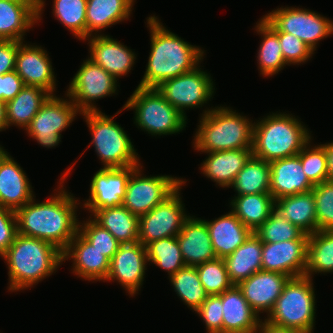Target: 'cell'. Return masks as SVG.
Returning a JSON list of instances; mask_svg holds the SVG:
<instances>
[{
    "mask_svg": "<svg viewBox=\"0 0 333 333\" xmlns=\"http://www.w3.org/2000/svg\"><path fill=\"white\" fill-rule=\"evenodd\" d=\"M60 189L47 201L31 199L15 216L18 234L48 241L63 251L78 233L80 222L75 210L78 200Z\"/></svg>",
    "mask_w": 333,
    "mask_h": 333,
    "instance_id": "cell-1",
    "label": "cell"
},
{
    "mask_svg": "<svg viewBox=\"0 0 333 333\" xmlns=\"http://www.w3.org/2000/svg\"><path fill=\"white\" fill-rule=\"evenodd\" d=\"M155 16L148 17L151 53L139 87L156 88L162 82L193 71L204 51L166 30Z\"/></svg>",
    "mask_w": 333,
    "mask_h": 333,
    "instance_id": "cell-2",
    "label": "cell"
},
{
    "mask_svg": "<svg viewBox=\"0 0 333 333\" xmlns=\"http://www.w3.org/2000/svg\"><path fill=\"white\" fill-rule=\"evenodd\" d=\"M9 268V290L19 291L50 276L60 266L62 251L54 244L17 234L2 256Z\"/></svg>",
    "mask_w": 333,
    "mask_h": 333,
    "instance_id": "cell-3",
    "label": "cell"
},
{
    "mask_svg": "<svg viewBox=\"0 0 333 333\" xmlns=\"http://www.w3.org/2000/svg\"><path fill=\"white\" fill-rule=\"evenodd\" d=\"M299 119L285 113H273L254 122L252 156L271 162L297 155L311 140Z\"/></svg>",
    "mask_w": 333,
    "mask_h": 333,
    "instance_id": "cell-4",
    "label": "cell"
},
{
    "mask_svg": "<svg viewBox=\"0 0 333 333\" xmlns=\"http://www.w3.org/2000/svg\"><path fill=\"white\" fill-rule=\"evenodd\" d=\"M194 138V148L201 152H217L252 148L253 125L245 116L229 107L203 112Z\"/></svg>",
    "mask_w": 333,
    "mask_h": 333,
    "instance_id": "cell-5",
    "label": "cell"
},
{
    "mask_svg": "<svg viewBox=\"0 0 333 333\" xmlns=\"http://www.w3.org/2000/svg\"><path fill=\"white\" fill-rule=\"evenodd\" d=\"M312 280L307 276L289 278L265 320L281 327L312 333L316 305Z\"/></svg>",
    "mask_w": 333,
    "mask_h": 333,
    "instance_id": "cell-6",
    "label": "cell"
},
{
    "mask_svg": "<svg viewBox=\"0 0 333 333\" xmlns=\"http://www.w3.org/2000/svg\"><path fill=\"white\" fill-rule=\"evenodd\" d=\"M101 111L83 112L89 130L92 135L93 146L95 151L104 163V168H126L130 166H139V157L132 145L126 132Z\"/></svg>",
    "mask_w": 333,
    "mask_h": 333,
    "instance_id": "cell-7",
    "label": "cell"
},
{
    "mask_svg": "<svg viewBox=\"0 0 333 333\" xmlns=\"http://www.w3.org/2000/svg\"><path fill=\"white\" fill-rule=\"evenodd\" d=\"M124 109H135V123L151 135L181 132L186 127V117L165 100L157 88L137 87Z\"/></svg>",
    "mask_w": 333,
    "mask_h": 333,
    "instance_id": "cell-8",
    "label": "cell"
},
{
    "mask_svg": "<svg viewBox=\"0 0 333 333\" xmlns=\"http://www.w3.org/2000/svg\"><path fill=\"white\" fill-rule=\"evenodd\" d=\"M277 32L298 37L313 51L317 42L333 34V21L311 10L285 7L278 8L263 17Z\"/></svg>",
    "mask_w": 333,
    "mask_h": 333,
    "instance_id": "cell-9",
    "label": "cell"
},
{
    "mask_svg": "<svg viewBox=\"0 0 333 333\" xmlns=\"http://www.w3.org/2000/svg\"><path fill=\"white\" fill-rule=\"evenodd\" d=\"M140 168L139 165L132 172L127 182L122 204V206L136 216H141L151 211L185 181L168 175L142 176Z\"/></svg>",
    "mask_w": 333,
    "mask_h": 333,
    "instance_id": "cell-10",
    "label": "cell"
},
{
    "mask_svg": "<svg viewBox=\"0 0 333 333\" xmlns=\"http://www.w3.org/2000/svg\"><path fill=\"white\" fill-rule=\"evenodd\" d=\"M183 182L162 203L151 211L139 216L138 241L146 246L150 242L177 236L184 222L190 217L184 213V206L179 196Z\"/></svg>",
    "mask_w": 333,
    "mask_h": 333,
    "instance_id": "cell-11",
    "label": "cell"
},
{
    "mask_svg": "<svg viewBox=\"0 0 333 333\" xmlns=\"http://www.w3.org/2000/svg\"><path fill=\"white\" fill-rule=\"evenodd\" d=\"M69 99L70 101H66L51 95L25 129L43 147L58 145L61 142L60 133L70 126L78 113L82 114L70 97Z\"/></svg>",
    "mask_w": 333,
    "mask_h": 333,
    "instance_id": "cell-12",
    "label": "cell"
},
{
    "mask_svg": "<svg viewBox=\"0 0 333 333\" xmlns=\"http://www.w3.org/2000/svg\"><path fill=\"white\" fill-rule=\"evenodd\" d=\"M210 75L198 67L188 73L162 82L157 90L183 116L188 108L202 107L211 99L214 89Z\"/></svg>",
    "mask_w": 333,
    "mask_h": 333,
    "instance_id": "cell-13",
    "label": "cell"
},
{
    "mask_svg": "<svg viewBox=\"0 0 333 333\" xmlns=\"http://www.w3.org/2000/svg\"><path fill=\"white\" fill-rule=\"evenodd\" d=\"M117 80L92 60L86 59L73 77L67 97L83 112L100 111L92 101L115 94Z\"/></svg>",
    "mask_w": 333,
    "mask_h": 333,
    "instance_id": "cell-14",
    "label": "cell"
},
{
    "mask_svg": "<svg viewBox=\"0 0 333 333\" xmlns=\"http://www.w3.org/2000/svg\"><path fill=\"white\" fill-rule=\"evenodd\" d=\"M146 262V246L139 241L120 244L110 260L106 281L117 280L131 296H134L144 281Z\"/></svg>",
    "mask_w": 333,
    "mask_h": 333,
    "instance_id": "cell-15",
    "label": "cell"
},
{
    "mask_svg": "<svg viewBox=\"0 0 333 333\" xmlns=\"http://www.w3.org/2000/svg\"><path fill=\"white\" fill-rule=\"evenodd\" d=\"M138 166L126 168H102L90 184V198L83 205L93 214L96 210L123 204L127 182Z\"/></svg>",
    "mask_w": 333,
    "mask_h": 333,
    "instance_id": "cell-16",
    "label": "cell"
},
{
    "mask_svg": "<svg viewBox=\"0 0 333 333\" xmlns=\"http://www.w3.org/2000/svg\"><path fill=\"white\" fill-rule=\"evenodd\" d=\"M308 240L263 243L262 270L278 272L289 278L305 276Z\"/></svg>",
    "mask_w": 333,
    "mask_h": 333,
    "instance_id": "cell-17",
    "label": "cell"
},
{
    "mask_svg": "<svg viewBox=\"0 0 333 333\" xmlns=\"http://www.w3.org/2000/svg\"><path fill=\"white\" fill-rule=\"evenodd\" d=\"M15 71L24 85L40 87L53 95L56 80L51 61L41 46L25 45L19 41Z\"/></svg>",
    "mask_w": 333,
    "mask_h": 333,
    "instance_id": "cell-18",
    "label": "cell"
},
{
    "mask_svg": "<svg viewBox=\"0 0 333 333\" xmlns=\"http://www.w3.org/2000/svg\"><path fill=\"white\" fill-rule=\"evenodd\" d=\"M289 277L282 273L260 270L237 286L241 289L245 300L259 316V312L270 313L280 297L282 289Z\"/></svg>",
    "mask_w": 333,
    "mask_h": 333,
    "instance_id": "cell-19",
    "label": "cell"
},
{
    "mask_svg": "<svg viewBox=\"0 0 333 333\" xmlns=\"http://www.w3.org/2000/svg\"><path fill=\"white\" fill-rule=\"evenodd\" d=\"M44 0H0V40L23 41L25 31L41 17Z\"/></svg>",
    "mask_w": 333,
    "mask_h": 333,
    "instance_id": "cell-20",
    "label": "cell"
},
{
    "mask_svg": "<svg viewBox=\"0 0 333 333\" xmlns=\"http://www.w3.org/2000/svg\"><path fill=\"white\" fill-rule=\"evenodd\" d=\"M72 258L73 273L85 280L106 281L110 260L94 248L79 232L62 251V261Z\"/></svg>",
    "mask_w": 333,
    "mask_h": 333,
    "instance_id": "cell-21",
    "label": "cell"
},
{
    "mask_svg": "<svg viewBox=\"0 0 333 333\" xmlns=\"http://www.w3.org/2000/svg\"><path fill=\"white\" fill-rule=\"evenodd\" d=\"M271 168L270 194L274 200L310 192L314 185L303 171L298 155L269 162Z\"/></svg>",
    "mask_w": 333,
    "mask_h": 333,
    "instance_id": "cell-22",
    "label": "cell"
},
{
    "mask_svg": "<svg viewBox=\"0 0 333 333\" xmlns=\"http://www.w3.org/2000/svg\"><path fill=\"white\" fill-rule=\"evenodd\" d=\"M90 39V41H89ZM90 60L101 66L114 78L126 75L133 67L135 53L107 35L96 34L88 37Z\"/></svg>",
    "mask_w": 333,
    "mask_h": 333,
    "instance_id": "cell-23",
    "label": "cell"
},
{
    "mask_svg": "<svg viewBox=\"0 0 333 333\" xmlns=\"http://www.w3.org/2000/svg\"><path fill=\"white\" fill-rule=\"evenodd\" d=\"M219 296L223 305L222 333L258 332L262 320L260 321L237 285H233Z\"/></svg>",
    "mask_w": 333,
    "mask_h": 333,
    "instance_id": "cell-24",
    "label": "cell"
},
{
    "mask_svg": "<svg viewBox=\"0 0 333 333\" xmlns=\"http://www.w3.org/2000/svg\"><path fill=\"white\" fill-rule=\"evenodd\" d=\"M176 237L185 265L196 267L217 258L207 224L203 219L190 216Z\"/></svg>",
    "mask_w": 333,
    "mask_h": 333,
    "instance_id": "cell-25",
    "label": "cell"
},
{
    "mask_svg": "<svg viewBox=\"0 0 333 333\" xmlns=\"http://www.w3.org/2000/svg\"><path fill=\"white\" fill-rule=\"evenodd\" d=\"M33 197L26 173L8 155L0 165V205L16 211Z\"/></svg>",
    "mask_w": 333,
    "mask_h": 333,
    "instance_id": "cell-26",
    "label": "cell"
},
{
    "mask_svg": "<svg viewBox=\"0 0 333 333\" xmlns=\"http://www.w3.org/2000/svg\"><path fill=\"white\" fill-rule=\"evenodd\" d=\"M212 246L217 258L231 255L253 233L230 211L226 215L206 221Z\"/></svg>",
    "mask_w": 333,
    "mask_h": 333,
    "instance_id": "cell-27",
    "label": "cell"
},
{
    "mask_svg": "<svg viewBox=\"0 0 333 333\" xmlns=\"http://www.w3.org/2000/svg\"><path fill=\"white\" fill-rule=\"evenodd\" d=\"M252 156V148L210 152L201 170L221 187H229Z\"/></svg>",
    "mask_w": 333,
    "mask_h": 333,
    "instance_id": "cell-28",
    "label": "cell"
},
{
    "mask_svg": "<svg viewBox=\"0 0 333 333\" xmlns=\"http://www.w3.org/2000/svg\"><path fill=\"white\" fill-rule=\"evenodd\" d=\"M275 210L305 234L317 231L315 197L312 191L275 200Z\"/></svg>",
    "mask_w": 333,
    "mask_h": 333,
    "instance_id": "cell-29",
    "label": "cell"
},
{
    "mask_svg": "<svg viewBox=\"0 0 333 333\" xmlns=\"http://www.w3.org/2000/svg\"><path fill=\"white\" fill-rule=\"evenodd\" d=\"M262 241L252 233L231 255L224 258L231 282L238 285L262 270Z\"/></svg>",
    "mask_w": 333,
    "mask_h": 333,
    "instance_id": "cell-30",
    "label": "cell"
},
{
    "mask_svg": "<svg viewBox=\"0 0 333 333\" xmlns=\"http://www.w3.org/2000/svg\"><path fill=\"white\" fill-rule=\"evenodd\" d=\"M134 0H87L86 39L110 25L128 19Z\"/></svg>",
    "mask_w": 333,
    "mask_h": 333,
    "instance_id": "cell-31",
    "label": "cell"
},
{
    "mask_svg": "<svg viewBox=\"0 0 333 333\" xmlns=\"http://www.w3.org/2000/svg\"><path fill=\"white\" fill-rule=\"evenodd\" d=\"M50 96L49 92L40 87L25 85L11 101L6 103L7 126L14 124L27 128Z\"/></svg>",
    "mask_w": 333,
    "mask_h": 333,
    "instance_id": "cell-32",
    "label": "cell"
},
{
    "mask_svg": "<svg viewBox=\"0 0 333 333\" xmlns=\"http://www.w3.org/2000/svg\"><path fill=\"white\" fill-rule=\"evenodd\" d=\"M94 220L115 237L120 244L138 241L139 216L132 214L124 206L96 210Z\"/></svg>",
    "mask_w": 333,
    "mask_h": 333,
    "instance_id": "cell-33",
    "label": "cell"
},
{
    "mask_svg": "<svg viewBox=\"0 0 333 333\" xmlns=\"http://www.w3.org/2000/svg\"><path fill=\"white\" fill-rule=\"evenodd\" d=\"M233 198L231 211L252 232L275 210V200L270 193L237 195Z\"/></svg>",
    "mask_w": 333,
    "mask_h": 333,
    "instance_id": "cell-34",
    "label": "cell"
},
{
    "mask_svg": "<svg viewBox=\"0 0 333 333\" xmlns=\"http://www.w3.org/2000/svg\"><path fill=\"white\" fill-rule=\"evenodd\" d=\"M271 168L267 161L251 156L231 187L237 195L270 193Z\"/></svg>",
    "mask_w": 333,
    "mask_h": 333,
    "instance_id": "cell-35",
    "label": "cell"
},
{
    "mask_svg": "<svg viewBox=\"0 0 333 333\" xmlns=\"http://www.w3.org/2000/svg\"><path fill=\"white\" fill-rule=\"evenodd\" d=\"M256 27L257 32L263 35L257 56L260 72L263 76L274 75L287 65L283 58L277 31L264 18H261Z\"/></svg>",
    "mask_w": 333,
    "mask_h": 333,
    "instance_id": "cell-36",
    "label": "cell"
},
{
    "mask_svg": "<svg viewBox=\"0 0 333 333\" xmlns=\"http://www.w3.org/2000/svg\"><path fill=\"white\" fill-rule=\"evenodd\" d=\"M333 272V230H317L309 235L305 276Z\"/></svg>",
    "mask_w": 333,
    "mask_h": 333,
    "instance_id": "cell-37",
    "label": "cell"
},
{
    "mask_svg": "<svg viewBox=\"0 0 333 333\" xmlns=\"http://www.w3.org/2000/svg\"><path fill=\"white\" fill-rule=\"evenodd\" d=\"M170 281L179 298L193 311H196L208 297L194 266H183L170 276Z\"/></svg>",
    "mask_w": 333,
    "mask_h": 333,
    "instance_id": "cell-38",
    "label": "cell"
},
{
    "mask_svg": "<svg viewBox=\"0 0 333 333\" xmlns=\"http://www.w3.org/2000/svg\"><path fill=\"white\" fill-rule=\"evenodd\" d=\"M147 259L168 272L169 277L185 266L177 237H167L146 245Z\"/></svg>",
    "mask_w": 333,
    "mask_h": 333,
    "instance_id": "cell-39",
    "label": "cell"
},
{
    "mask_svg": "<svg viewBox=\"0 0 333 333\" xmlns=\"http://www.w3.org/2000/svg\"><path fill=\"white\" fill-rule=\"evenodd\" d=\"M262 243H278L290 240H309V235L305 234L297 226L283 218L276 210L270 217L253 232Z\"/></svg>",
    "mask_w": 333,
    "mask_h": 333,
    "instance_id": "cell-40",
    "label": "cell"
},
{
    "mask_svg": "<svg viewBox=\"0 0 333 333\" xmlns=\"http://www.w3.org/2000/svg\"><path fill=\"white\" fill-rule=\"evenodd\" d=\"M87 0H54V16L80 40L86 39Z\"/></svg>",
    "mask_w": 333,
    "mask_h": 333,
    "instance_id": "cell-41",
    "label": "cell"
},
{
    "mask_svg": "<svg viewBox=\"0 0 333 333\" xmlns=\"http://www.w3.org/2000/svg\"><path fill=\"white\" fill-rule=\"evenodd\" d=\"M199 280L208 295H220L234 284L227 273L224 259L215 258L196 266Z\"/></svg>",
    "mask_w": 333,
    "mask_h": 333,
    "instance_id": "cell-42",
    "label": "cell"
},
{
    "mask_svg": "<svg viewBox=\"0 0 333 333\" xmlns=\"http://www.w3.org/2000/svg\"><path fill=\"white\" fill-rule=\"evenodd\" d=\"M308 144L310 145V141L297 155L301 160L304 173L315 186L329 180L325 148L321 144L310 148Z\"/></svg>",
    "mask_w": 333,
    "mask_h": 333,
    "instance_id": "cell-43",
    "label": "cell"
},
{
    "mask_svg": "<svg viewBox=\"0 0 333 333\" xmlns=\"http://www.w3.org/2000/svg\"><path fill=\"white\" fill-rule=\"evenodd\" d=\"M79 223V233L102 255L109 260L115 255L120 243L112 236L108 230L99 225L94 219H89L86 223Z\"/></svg>",
    "mask_w": 333,
    "mask_h": 333,
    "instance_id": "cell-44",
    "label": "cell"
},
{
    "mask_svg": "<svg viewBox=\"0 0 333 333\" xmlns=\"http://www.w3.org/2000/svg\"><path fill=\"white\" fill-rule=\"evenodd\" d=\"M311 191L315 197L317 230H333V181L317 184Z\"/></svg>",
    "mask_w": 333,
    "mask_h": 333,
    "instance_id": "cell-45",
    "label": "cell"
},
{
    "mask_svg": "<svg viewBox=\"0 0 333 333\" xmlns=\"http://www.w3.org/2000/svg\"><path fill=\"white\" fill-rule=\"evenodd\" d=\"M277 36L280 41L283 58L288 65L304 63L314 54L311 48L290 33L277 32Z\"/></svg>",
    "mask_w": 333,
    "mask_h": 333,
    "instance_id": "cell-46",
    "label": "cell"
},
{
    "mask_svg": "<svg viewBox=\"0 0 333 333\" xmlns=\"http://www.w3.org/2000/svg\"><path fill=\"white\" fill-rule=\"evenodd\" d=\"M223 305L219 295H208L195 311L206 324L208 333H222Z\"/></svg>",
    "mask_w": 333,
    "mask_h": 333,
    "instance_id": "cell-47",
    "label": "cell"
},
{
    "mask_svg": "<svg viewBox=\"0 0 333 333\" xmlns=\"http://www.w3.org/2000/svg\"><path fill=\"white\" fill-rule=\"evenodd\" d=\"M17 232L15 211L0 205V256L2 257L14 242Z\"/></svg>",
    "mask_w": 333,
    "mask_h": 333,
    "instance_id": "cell-48",
    "label": "cell"
},
{
    "mask_svg": "<svg viewBox=\"0 0 333 333\" xmlns=\"http://www.w3.org/2000/svg\"><path fill=\"white\" fill-rule=\"evenodd\" d=\"M23 80L15 70L0 74V100L11 101L24 87Z\"/></svg>",
    "mask_w": 333,
    "mask_h": 333,
    "instance_id": "cell-49",
    "label": "cell"
},
{
    "mask_svg": "<svg viewBox=\"0 0 333 333\" xmlns=\"http://www.w3.org/2000/svg\"><path fill=\"white\" fill-rule=\"evenodd\" d=\"M19 41L0 40V74L15 70Z\"/></svg>",
    "mask_w": 333,
    "mask_h": 333,
    "instance_id": "cell-50",
    "label": "cell"
},
{
    "mask_svg": "<svg viewBox=\"0 0 333 333\" xmlns=\"http://www.w3.org/2000/svg\"><path fill=\"white\" fill-rule=\"evenodd\" d=\"M259 333H306L299 330H293L286 327H281L275 324H272L268 322L267 320H264V322H261Z\"/></svg>",
    "mask_w": 333,
    "mask_h": 333,
    "instance_id": "cell-51",
    "label": "cell"
},
{
    "mask_svg": "<svg viewBox=\"0 0 333 333\" xmlns=\"http://www.w3.org/2000/svg\"><path fill=\"white\" fill-rule=\"evenodd\" d=\"M325 148L329 180L333 181V143L321 144Z\"/></svg>",
    "mask_w": 333,
    "mask_h": 333,
    "instance_id": "cell-52",
    "label": "cell"
},
{
    "mask_svg": "<svg viewBox=\"0 0 333 333\" xmlns=\"http://www.w3.org/2000/svg\"><path fill=\"white\" fill-rule=\"evenodd\" d=\"M8 128L6 121V103L0 100V131Z\"/></svg>",
    "mask_w": 333,
    "mask_h": 333,
    "instance_id": "cell-53",
    "label": "cell"
},
{
    "mask_svg": "<svg viewBox=\"0 0 333 333\" xmlns=\"http://www.w3.org/2000/svg\"><path fill=\"white\" fill-rule=\"evenodd\" d=\"M8 156V152H6L1 146H0V165L4 161V159Z\"/></svg>",
    "mask_w": 333,
    "mask_h": 333,
    "instance_id": "cell-54",
    "label": "cell"
},
{
    "mask_svg": "<svg viewBox=\"0 0 333 333\" xmlns=\"http://www.w3.org/2000/svg\"><path fill=\"white\" fill-rule=\"evenodd\" d=\"M14 1H38V0H14Z\"/></svg>",
    "mask_w": 333,
    "mask_h": 333,
    "instance_id": "cell-55",
    "label": "cell"
}]
</instances>
